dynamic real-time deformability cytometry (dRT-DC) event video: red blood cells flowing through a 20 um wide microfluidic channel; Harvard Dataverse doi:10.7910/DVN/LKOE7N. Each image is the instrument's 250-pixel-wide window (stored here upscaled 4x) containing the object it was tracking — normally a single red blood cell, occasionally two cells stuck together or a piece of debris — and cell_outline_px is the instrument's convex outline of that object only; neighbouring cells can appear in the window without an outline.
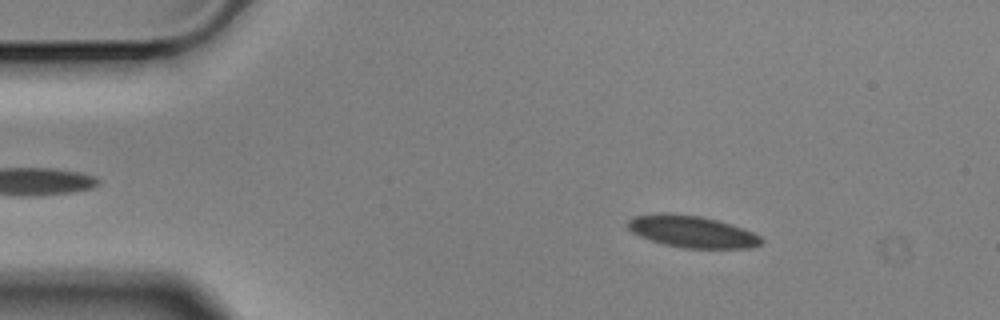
{"species": "Egyptian fruit bat (a non-hibernating species)", "species_latin": "Rousettus aegyptiacus", "temperature_condition": "cold", "stored_images_in_passage": 4, "camera_frame_rate_fps": 3000, "um_per_image_px": 0.085, "animal": {"sex": "male"}, "frame": {"image": 1, "passage_image": 2, "time_ms": 0.333, "image_size_px": [1000, 320], "cell_outline_px": [[764, 240], [760, 244], [752, 248], [684, 248], [664, 244], [640, 236], [632, 232], [628, 228], [628, 220], [636, 216], [660, 212], [668, 212], [700, 216], [732, 224], [744, 228], [760, 236]], "centroid_in_image_um": [58.84, 19.68], "position_along_channel_um": 26.2, "area_um2": 24.8}}